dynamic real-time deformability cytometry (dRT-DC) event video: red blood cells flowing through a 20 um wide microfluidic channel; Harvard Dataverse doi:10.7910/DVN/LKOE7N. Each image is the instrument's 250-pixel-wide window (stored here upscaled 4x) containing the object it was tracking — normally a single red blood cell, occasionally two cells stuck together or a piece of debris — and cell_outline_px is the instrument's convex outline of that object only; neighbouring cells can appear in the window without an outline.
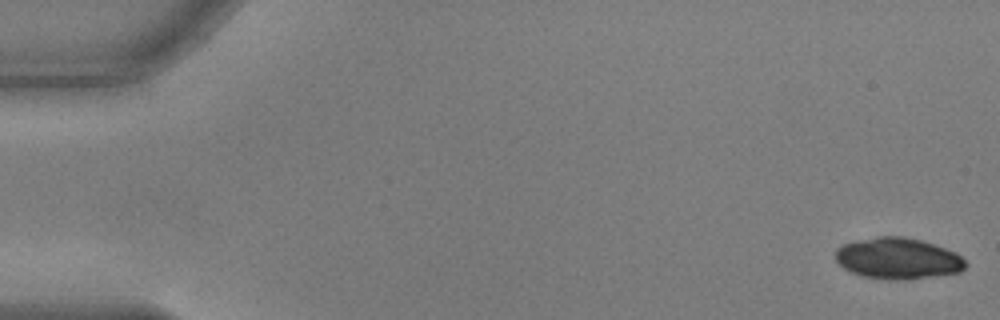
{"species": "common noctule bat (a hibernating species)", "species_latin": "Nyctalus noctula", "temperature_condition": "warm", "stored_images_in_passage": 54, "camera_frame_rate_fps": 3000, "um_per_image_px": 0.085, "animal": {"sex": "male", "body_mass_g": 17.9, "forearm_length_mm": 54.2}, "frame": {"image": 1, "passage_image": 1, "time_ms": 0.0, "image_size_px": [1000, 320], "cell_outline_px": [[968, 264], [960, 272], [928, 276], [864, 276], [852, 272], [844, 268], [836, 260], [836, 248], [844, 244], [856, 240], [876, 236], [904, 236], [920, 240], [956, 252]], "centroid_in_image_um": [76.31, 21.89], "position_along_channel_um": 8.7, "area_um2": 29.88}}